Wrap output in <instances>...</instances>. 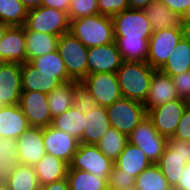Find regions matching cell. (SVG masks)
Wrapping results in <instances>:
<instances>
[{"label": "cell", "instance_id": "31", "mask_svg": "<svg viewBox=\"0 0 190 190\" xmlns=\"http://www.w3.org/2000/svg\"><path fill=\"white\" fill-rule=\"evenodd\" d=\"M17 164L19 155L16 140L0 137V184L8 182Z\"/></svg>", "mask_w": 190, "mask_h": 190}, {"label": "cell", "instance_id": "52", "mask_svg": "<svg viewBox=\"0 0 190 190\" xmlns=\"http://www.w3.org/2000/svg\"><path fill=\"white\" fill-rule=\"evenodd\" d=\"M0 190H11L8 183H1L0 184Z\"/></svg>", "mask_w": 190, "mask_h": 190}, {"label": "cell", "instance_id": "41", "mask_svg": "<svg viewBox=\"0 0 190 190\" xmlns=\"http://www.w3.org/2000/svg\"><path fill=\"white\" fill-rule=\"evenodd\" d=\"M99 14L113 17L129 8L128 0H97Z\"/></svg>", "mask_w": 190, "mask_h": 190}, {"label": "cell", "instance_id": "34", "mask_svg": "<svg viewBox=\"0 0 190 190\" xmlns=\"http://www.w3.org/2000/svg\"><path fill=\"white\" fill-rule=\"evenodd\" d=\"M7 183L11 190H41V185L32 165L17 164Z\"/></svg>", "mask_w": 190, "mask_h": 190}, {"label": "cell", "instance_id": "38", "mask_svg": "<svg viewBox=\"0 0 190 190\" xmlns=\"http://www.w3.org/2000/svg\"><path fill=\"white\" fill-rule=\"evenodd\" d=\"M99 14L97 0H71L68 10L69 21Z\"/></svg>", "mask_w": 190, "mask_h": 190}, {"label": "cell", "instance_id": "42", "mask_svg": "<svg viewBox=\"0 0 190 190\" xmlns=\"http://www.w3.org/2000/svg\"><path fill=\"white\" fill-rule=\"evenodd\" d=\"M173 85L180 99H190V71L172 76Z\"/></svg>", "mask_w": 190, "mask_h": 190}, {"label": "cell", "instance_id": "6", "mask_svg": "<svg viewBox=\"0 0 190 190\" xmlns=\"http://www.w3.org/2000/svg\"><path fill=\"white\" fill-rule=\"evenodd\" d=\"M110 126L129 135L133 129L147 116L143 103L121 97L106 107Z\"/></svg>", "mask_w": 190, "mask_h": 190}, {"label": "cell", "instance_id": "40", "mask_svg": "<svg viewBox=\"0 0 190 190\" xmlns=\"http://www.w3.org/2000/svg\"><path fill=\"white\" fill-rule=\"evenodd\" d=\"M135 185V177L113 165L108 176V190H122Z\"/></svg>", "mask_w": 190, "mask_h": 190}, {"label": "cell", "instance_id": "49", "mask_svg": "<svg viewBox=\"0 0 190 190\" xmlns=\"http://www.w3.org/2000/svg\"><path fill=\"white\" fill-rule=\"evenodd\" d=\"M153 1L156 0H128V5L130 9H144Z\"/></svg>", "mask_w": 190, "mask_h": 190}, {"label": "cell", "instance_id": "15", "mask_svg": "<svg viewBox=\"0 0 190 190\" xmlns=\"http://www.w3.org/2000/svg\"><path fill=\"white\" fill-rule=\"evenodd\" d=\"M123 60L115 42L88 48V74L116 73Z\"/></svg>", "mask_w": 190, "mask_h": 190}, {"label": "cell", "instance_id": "8", "mask_svg": "<svg viewBox=\"0 0 190 190\" xmlns=\"http://www.w3.org/2000/svg\"><path fill=\"white\" fill-rule=\"evenodd\" d=\"M167 141V138L157 132L148 116H145L128 135V142L139 147L152 163L159 161L165 151Z\"/></svg>", "mask_w": 190, "mask_h": 190}, {"label": "cell", "instance_id": "37", "mask_svg": "<svg viewBox=\"0 0 190 190\" xmlns=\"http://www.w3.org/2000/svg\"><path fill=\"white\" fill-rule=\"evenodd\" d=\"M27 13L20 0H0V22L8 26H24Z\"/></svg>", "mask_w": 190, "mask_h": 190}, {"label": "cell", "instance_id": "39", "mask_svg": "<svg viewBox=\"0 0 190 190\" xmlns=\"http://www.w3.org/2000/svg\"><path fill=\"white\" fill-rule=\"evenodd\" d=\"M73 106L83 114L94 110L98 104L90 92L79 82L74 83Z\"/></svg>", "mask_w": 190, "mask_h": 190}, {"label": "cell", "instance_id": "33", "mask_svg": "<svg viewBox=\"0 0 190 190\" xmlns=\"http://www.w3.org/2000/svg\"><path fill=\"white\" fill-rule=\"evenodd\" d=\"M66 178L70 190H108V179L97 178L90 172L68 169Z\"/></svg>", "mask_w": 190, "mask_h": 190}, {"label": "cell", "instance_id": "50", "mask_svg": "<svg viewBox=\"0 0 190 190\" xmlns=\"http://www.w3.org/2000/svg\"><path fill=\"white\" fill-rule=\"evenodd\" d=\"M26 9L32 10L41 6L42 0H20Z\"/></svg>", "mask_w": 190, "mask_h": 190}, {"label": "cell", "instance_id": "1", "mask_svg": "<svg viewBox=\"0 0 190 190\" xmlns=\"http://www.w3.org/2000/svg\"><path fill=\"white\" fill-rule=\"evenodd\" d=\"M154 70L147 62L123 61L116 72L122 97L144 103Z\"/></svg>", "mask_w": 190, "mask_h": 190}, {"label": "cell", "instance_id": "13", "mask_svg": "<svg viewBox=\"0 0 190 190\" xmlns=\"http://www.w3.org/2000/svg\"><path fill=\"white\" fill-rule=\"evenodd\" d=\"M48 94L37 91H22L19 106L30 126L47 127L52 124V116L48 107Z\"/></svg>", "mask_w": 190, "mask_h": 190}, {"label": "cell", "instance_id": "11", "mask_svg": "<svg viewBox=\"0 0 190 190\" xmlns=\"http://www.w3.org/2000/svg\"><path fill=\"white\" fill-rule=\"evenodd\" d=\"M181 38V28H167L153 31L149 39L146 62L152 68L160 69L166 63L169 55Z\"/></svg>", "mask_w": 190, "mask_h": 190}, {"label": "cell", "instance_id": "27", "mask_svg": "<svg viewBox=\"0 0 190 190\" xmlns=\"http://www.w3.org/2000/svg\"><path fill=\"white\" fill-rule=\"evenodd\" d=\"M29 63L38 69L40 74H44V76H56L62 83L72 81L57 50L33 58Z\"/></svg>", "mask_w": 190, "mask_h": 190}, {"label": "cell", "instance_id": "54", "mask_svg": "<svg viewBox=\"0 0 190 190\" xmlns=\"http://www.w3.org/2000/svg\"><path fill=\"white\" fill-rule=\"evenodd\" d=\"M3 64H4V62L2 60H0V68L2 67Z\"/></svg>", "mask_w": 190, "mask_h": 190}, {"label": "cell", "instance_id": "3", "mask_svg": "<svg viewBox=\"0 0 190 190\" xmlns=\"http://www.w3.org/2000/svg\"><path fill=\"white\" fill-rule=\"evenodd\" d=\"M57 51L63 59L69 78L80 83L88 74V48L68 32L59 37Z\"/></svg>", "mask_w": 190, "mask_h": 190}, {"label": "cell", "instance_id": "25", "mask_svg": "<svg viewBox=\"0 0 190 190\" xmlns=\"http://www.w3.org/2000/svg\"><path fill=\"white\" fill-rule=\"evenodd\" d=\"M33 166L41 186L66 178L69 168L65 161L47 153Z\"/></svg>", "mask_w": 190, "mask_h": 190}, {"label": "cell", "instance_id": "53", "mask_svg": "<svg viewBox=\"0 0 190 190\" xmlns=\"http://www.w3.org/2000/svg\"><path fill=\"white\" fill-rule=\"evenodd\" d=\"M122 190H137V189L134 186H132V187H126L125 189Z\"/></svg>", "mask_w": 190, "mask_h": 190}, {"label": "cell", "instance_id": "17", "mask_svg": "<svg viewBox=\"0 0 190 190\" xmlns=\"http://www.w3.org/2000/svg\"><path fill=\"white\" fill-rule=\"evenodd\" d=\"M177 99H179V96L173 85L172 77L159 69H155L151 78L148 95L143 103L146 112L154 107Z\"/></svg>", "mask_w": 190, "mask_h": 190}, {"label": "cell", "instance_id": "4", "mask_svg": "<svg viewBox=\"0 0 190 190\" xmlns=\"http://www.w3.org/2000/svg\"><path fill=\"white\" fill-rule=\"evenodd\" d=\"M69 25L70 21L66 12L40 6L28 11L24 31L61 36L69 32Z\"/></svg>", "mask_w": 190, "mask_h": 190}, {"label": "cell", "instance_id": "21", "mask_svg": "<svg viewBox=\"0 0 190 190\" xmlns=\"http://www.w3.org/2000/svg\"><path fill=\"white\" fill-rule=\"evenodd\" d=\"M85 120L80 143L96 145L110 128L106 107L98 105L94 110L85 113Z\"/></svg>", "mask_w": 190, "mask_h": 190}, {"label": "cell", "instance_id": "14", "mask_svg": "<svg viewBox=\"0 0 190 190\" xmlns=\"http://www.w3.org/2000/svg\"><path fill=\"white\" fill-rule=\"evenodd\" d=\"M45 152L58 159L71 163L80 144L79 140L52 125L43 128Z\"/></svg>", "mask_w": 190, "mask_h": 190}, {"label": "cell", "instance_id": "51", "mask_svg": "<svg viewBox=\"0 0 190 190\" xmlns=\"http://www.w3.org/2000/svg\"><path fill=\"white\" fill-rule=\"evenodd\" d=\"M9 26L7 24H4L3 22H0V41L2 40L7 28Z\"/></svg>", "mask_w": 190, "mask_h": 190}, {"label": "cell", "instance_id": "44", "mask_svg": "<svg viewBox=\"0 0 190 190\" xmlns=\"http://www.w3.org/2000/svg\"><path fill=\"white\" fill-rule=\"evenodd\" d=\"M170 8L174 13L186 17L190 9V0H157Z\"/></svg>", "mask_w": 190, "mask_h": 190}, {"label": "cell", "instance_id": "5", "mask_svg": "<svg viewBox=\"0 0 190 190\" xmlns=\"http://www.w3.org/2000/svg\"><path fill=\"white\" fill-rule=\"evenodd\" d=\"M190 162V147L188 142L169 138L164 153L156 163L169 185L174 188L184 171L185 165Z\"/></svg>", "mask_w": 190, "mask_h": 190}, {"label": "cell", "instance_id": "22", "mask_svg": "<svg viewBox=\"0 0 190 190\" xmlns=\"http://www.w3.org/2000/svg\"><path fill=\"white\" fill-rule=\"evenodd\" d=\"M62 82L56 76H44L29 62L21 64L22 91H37L49 94Z\"/></svg>", "mask_w": 190, "mask_h": 190}, {"label": "cell", "instance_id": "47", "mask_svg": "<svg viewBox=\"0 0 190 190\" xmlns=\"http://www.w3.org/2000/svg\"><path fill=\"white\" fill-rule=\"evenodd\" d=\"M41 190H70L67 178L58 180L44 186H41Z\"/></svg>", "mask_w": 190, "mask_h": 190}, {"label": "cell", "instance_id": "20", "mask_svg": "<svg viewBox=\"0 0 190 190\" xmlns=\"http://www.w3.org/2000/svg\"><path fill=\"white\" fill-rule=\"evenodd\" d=\"M29 126L19 104L0 108V137L16 140Z\"/></svg>", "mask_w": 190, "mask_h": 190}, {"label": "cell", "instance_id": "48", "mask_svg": "<svg viewBox=\"0 0 190 190\" xmlns=\"http://www.w3.org/2000/svg\"><path fill=\"white\" fill-rule=\"evenodd\" d=\"M181 30L182 37L190 43V16L183 17Z\"/></svg>", "mask_w": 190, "mask_h": 190}, {"label": "cell", "instance_id": "16", "mask_svg": "<svg viewBox=\"0 0 190 190\" xmlns=\"http://www.w3.org/2000/svg\"><path fill=\"white\" fill-rule=\"evenodd\" d=\"M19 164L35 165L46 154L43 142V128L29 126L17 139Z\"/></svg>", "mask_w": 190, "mask_h": 190}, {"label": "cell", "instance_id": "12", "mask_svg": "<svg viewBox=\"0 0 190 190\" xmlns=\"http://www.w3.org/2000/svg\"><path fill=\"white\" fill-rule=\"evenodd\" d=\"M187 106L188 101L179 98L150 109L147 116L152 120L157 132L169 139L173 137Z\"/></svg>", "mask_w": 190, "mask_h": 190}, {"label": "cell", "instance_id": "30", "mask_svg": "<svg viewBox=\"0 0 190 190\" xmlns=\"http://www.w3.org/2000/svg\"><path fill=\"white\" fill-rule=\"evenodd\" d=\"M75 82L76 81H68L61 83L48 94V107L52 119L73 106Z\"/></svg>", "mask_w": 190, "mask_h": 190}, {"label": "cell", "instance_id": "7", "mask_svg": "<svg viewBox=\"0 0 190 190\" xmlns=\"http://www.w3.org/2000/svg\"><path fill=\"white\" fill-rule=\"evenodd\" d=\"M114 37L126 39H150L153 33L149 19L143 9H126L111 17Z\"/></svg>", "mask_w": 190, "mask_h": 190}, {"label": "cell", "instance_id": "23", "mask_svg": "<svg viewBox=\"0 0 190 190\" xmlns=\"http://www.w3.org/2000/svg\"><path fill=\"white\" fill-rule=\"evenodd\" d=\"M152 164L151 160L139 147L129 142L114 162L118 169L125 171L128 175H133L135 178Z\"/></svg>", "mask_w": 190, "mask_h": 190}, {"label": "cell", "instance_id": "10", "mask_svg": "<svg viewBox=\"0 0 190 190\" xmlns=\"http://www.w3.org/2000/svg\"><path fill=\"white\" fill-rule=\"evenodd\" d=\"M80 83L102 107H108L122 97L116 73L87 74Z\"/></svg>", "mask_w": 190, "mask_h": 190}, {"label": "cell", "instance_id": "55", "mask_svg": "<svg viewBox=\"0 0 190 190\" xmlns=\"http://www.w3.org/2000/svg\"><path fill=\"white\" fill-rule=\"evenodd\" d=\"M2 106H4V105L2 104V102H1V100H0V108H1Z\"/></svg>", "mask_w": 190, "mask_h": 190}, {"label": "cell", "instance_id": "35", "mask_svg": "<svg viewBox=\"0 0 190 190\" xmlns=\"http://www.w3.org/2000/svg\"><path fill=\"white\" fill-rule=\"evenodd\" d=\"M134 187L137 190H173L156 163L143 170L135 178Z\"/></svg>", "mask_w": 190, "mask_h": 190}, {"label": "cell", "instance_id": "26", "mask_svg": "<svg viewBox=\"0 0 190 190\" xmlns=\"http://www.w3.org/2000/svg\"><path fill=\"white\" fill-rule=\"evenodd\" d=\"M60 36L42 32L25 31L26 62L57 50Z\"/></svg>", "mask_w": 190, "mask_h": 190}, {"label": "cell", "instance_id": "28", "mask_svg": "<svg viewBox=\"0 0 190 190\" xmlns=\"http://www.w3.org/2000/svg\"><path fill=\"white\" fill-rule=\"evenodd\" d=\"M159 70L170 77L190 71V43L182 37Z\"/></svg>", "mask_w": 190, "mask_h": 190}, {"label": "cell", "instance_id": "2", "mask_svg": "<svg viewBox=\"0 0 190 190\" xmlns=\"http://www.w3.org/2000/svg\"><path fill=\"white\" fill-rule=\"evenodd\" d=\"M69 32L87 48L115 42L112 19L101 14L70 20Z\"/></svg>", "mask_w": 190, "mask_h": 190}, {"label": "cell", "instance_id": "43", "mask_svg": "<svg viewBox=\"0 0 190 190\" xmlns=\"http://www.w3.org/2000/svg\"><path fill=\"white\" fill-rule=\"evenodd\" d=\"M172 138L190 142V106L184 111Z\"/></svg>", "mask_w": 190, "mask_h": 190}, {"label": "cell", "instance_id": "45", "mask_svg": "<svg viewBox=\"0 0 190 190\" xmlns=\"http://www.w3.org/2000/svg\"><path fill=\"white\" fill-rule=\"evenodd\" d=\"M173 190H190V162L185 165L179 182Z\"/></svg>", "mask_w": 190, "mask_h": 190}, {"label": "cell", "instance_id": "18", "mask_svg": "<svg viewBox=\"0 0 190 190\" xmlns=\"http://www.w3.org/2000/svg\"><path fill=\"white\" fill-rule=\"evenodd\" d=\"M22 94L21 64L5 62L0 68V100L5 105H18Z\"/></svg>", "mask_w": 190, "mask_h": 190}, {"label": "cell", "instance_id": "9", "mask_svg": "<svg viewBox=\"0 0 190 190\" xmlns=\"http://www.w3.org/2000/svg\"><path fill=\"white\" fill-rule=\"evenodd\" d=\"M114 162L107 158L94 144L80 143L68 169L90 172L97 178L108 179Z\"/></svg>", "mask_w": 190, "mask_h": 190}, {"label": "cell", "instance_id": "32", "mask_svg": "<svg viewBox=\"0 0 190 190\" xmlns=\"http://www.w3.org/2000/svg\"><path fill=\"white\" fill-rule=\"evenodd\" d=\"M114 38L123 61L146 62L149 39Z\"/></svg>", "mask_w": 190, "mask_h": 190}, {"label": "cell", "instance_id": "29", "mask_svg": "<svg viewBox=\"0 0 190 190\" xmlns=\"http://www.w3.org/2000/svg\"><path fill=\"white\" fill-rule=\"evenodd\" d=\"M85 121V114L72 106L67 111L54 117L51 125L77 138L80 142L84 132Z\"/></svg>", "mask_w": 190, "mask_h": 190}, {"label": "cell", "instance_id": "19", "mask_svg": "<svg viewBox=\"0 0 190 190\" xmlns=\"http://www.w3.org/2000/svg\"><path fill=\"white\" fill-rule=\"evenodd\" d=\"M24 26H9L0 41V60L23 64L26 62Z\"/></svg>", "mask_w": 190, "mask_h": 190}, {"label": "cell", "instance_id": "24", "mask_svg": "<svg viewBox=\"0 0 190 190\" xmlns=\"http://www.w3.org/2000/svg\"><path fill=\"white\" fill-rule=\"evenodd\" d=\"M143 11L147 15L153 31L181 28L183 17L157 0L151 2Z\"/></svg>", "mask_w": 190, "mask_h": 190}, {"label": "cell", "instance_id": "46", "mask_svg": "<svg viewBox=\"0 0 190 190\" xmlns=\"http://www.w3.org/2000/svg\"><path fill=\"white\" fill-rule=\"evenodd\" d=\"M71 0H42L41 6L55 8L68 13Z\"/></svg>", "mask_w": 190, "mask_h": 190}, {"label": "cell", "instance_id": "36", "mask_svg": "<svg viewBox=\"0 0 190 190\" xmlns=\"http://www.w3.org/2000/svg\"><path fill=\"white\" fill-rule=\"evenodd\" d=\"M127 143L128 136L110 126L96 145L107 158L115 162Z\"/></svg>", "mask_w": 190, "mask_h": 190}]
</instances>
